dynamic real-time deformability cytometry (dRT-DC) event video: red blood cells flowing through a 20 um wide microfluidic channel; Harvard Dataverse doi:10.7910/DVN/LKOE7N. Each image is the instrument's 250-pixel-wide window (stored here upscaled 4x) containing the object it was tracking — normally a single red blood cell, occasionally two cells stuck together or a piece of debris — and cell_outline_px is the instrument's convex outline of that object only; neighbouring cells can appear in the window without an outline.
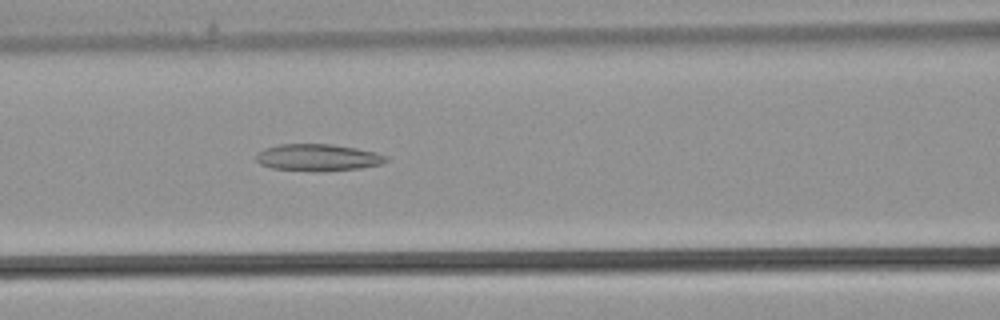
{"species": "common noctule bat (a hibernating species)", "species_latin": "Nyctalus noctula", "temperature_condition": "warm", "stored_images_in_passage": 32, "camera_frame_rate_fps": 3000, "um_per_image_px": 0.085, "animal": {"sex": "male", "body_mass_g": 21.5, "forearm_length_mm": 52.0}, "frame": {"image": 1, "passage_image": 15, "time_ms": 4.667, "image_size_px": [1000, 320], "cell_outline_px": [[388, 160], [384, 164], [360, 168], [320, 172], [316, 172], [272, 168], [260, 164], [256, 160], [256, 156], [264, 148], [280, 144], [332, 144], [356, 148], [376, 152], [388, 156]], "centroid_in_image_um": [27.06, 13.39], "position_along_channel_um": 139.5, "area_um2": 20.58}}
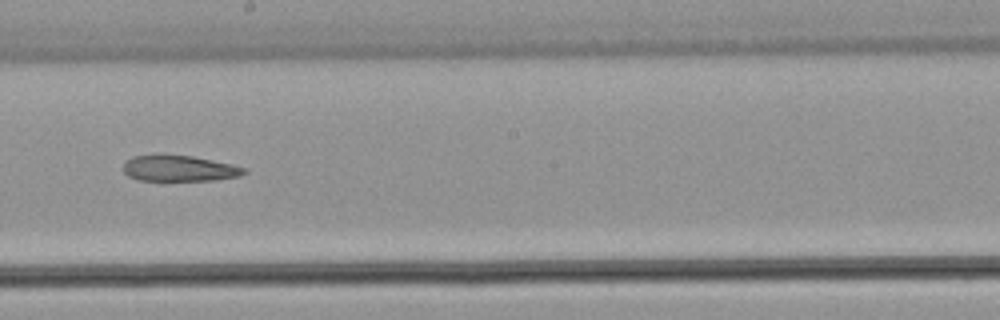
{"frame": {"image": 2, "passage_image": 20, "time_ms": 6.333, "image_size_px": [1000, 320], "cell_outline_px": [[248, 172], [240, 176], [216, 180], [136, 180], [128, 176], [124, 172], [124, 164], [132, 156], [192, 156], [232, 164], [244, 168]], "centroid_in_image_um": [15.27, 14.33], "position_along_channel_um": 232.9, "area_um2": 17.86}}
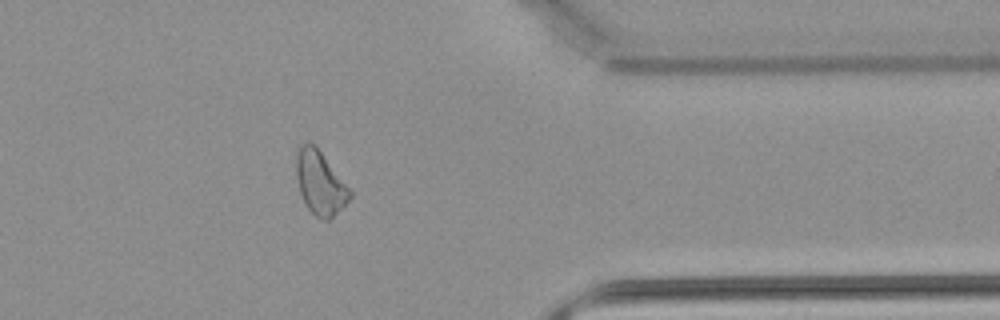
{"frame": {"image": 3, "passage_image": 29, "time_ms": 9.333, "image_size_px": [1000, 320], "cell_outline_px": [[352, 196], [328, 220], [320, 220], [308, 208], [300, 192], [296, 176], [296, 152], [300, 144], [308, 140], [320, 152], [352, 192]], "centroid_in_image_um": [27.17, 15.53], "position_along_channel_um": 384.2, "area_um2": 19.31}}